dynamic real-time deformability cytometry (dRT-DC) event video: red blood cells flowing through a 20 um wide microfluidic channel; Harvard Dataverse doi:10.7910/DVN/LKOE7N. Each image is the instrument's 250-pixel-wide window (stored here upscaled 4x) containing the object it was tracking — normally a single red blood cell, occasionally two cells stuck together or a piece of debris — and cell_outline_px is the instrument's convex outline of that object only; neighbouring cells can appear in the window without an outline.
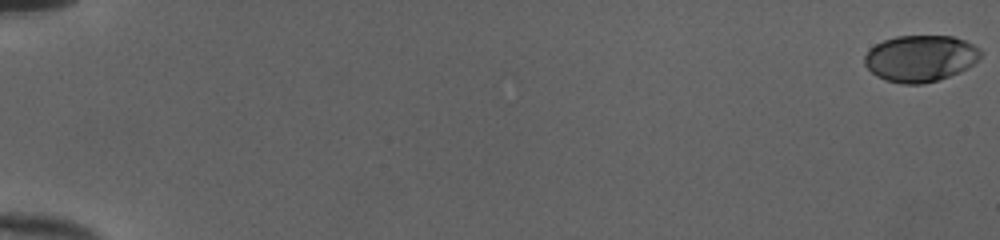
{"species": "human", "species_latin": "Homo sapiens", "temperature_condition": "cold", "stored_images_in_passage": 12, "camera_frame_rate_fps": 3000, "um_per_image_px": 0.085, "donor": {"sex": "female"}, "frame": {"image": 1, "passage_image": 1, "time_ms": 0.0, "image_size_px": [1000, 240], "cell_outline_px": [[984, 52], [968, 68], [960, 72], [924, 84], [900, 84], [884, 80], [876, 76], [864, 64], [864, 56], [876, 44], [884, 40], [896, 36], [952, 36], [964, 40], [980, 48]], "centroid_in_image_um": [78.23, 4.97], "position_along_channel_um": 6.8, "area_um2": 31.44}}